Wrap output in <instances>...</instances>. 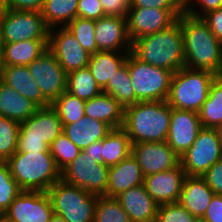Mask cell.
<instances>
[{
  "label": "cell",
  "mask_w": 222,
  "mask_h": 222,
  "mask_svg": "<svg viewBox=\"0 0 222 222\" xmlns=\"http://www.w3.org/2000/svg\"><path fill=\"white\" fill-rule=\"evenodd\" d=\"M177 21L183 33L185 67L222 75V42L203 19L184 12Z\"/></svg>",
  "instance_id": "1"
},
{
  "label": "cell",
  "mask_w": 222,
  "mask_h": 222,
  "mask_svg": "<svg viewBox=\"0 0 222 222\" xmlns=\"http://www.w3.org/2000/svg\"><path fill=\"white\" fill-rule=\"evenodd\" d=\"M171 107L167 101H140L125 107L122 129L131 144L164 142L167 139Z\"/></svg>",
  "instance_id": "2"
},
{
  "label": "cell",
  "mask_w": 222,
  "mask_h": 222,
  "mask_svg": "<svg viewBox=\"0 0 222 222\" xmlns=\"http://www.w3.org/2000/svg\"><path fill=\"white\" fill-rule=\"evenodd\" d=\"M131 53L140 61L172 71L185 67L183 33L176 21L168 29L132 42Z\"/></svg>",
  "instance_id": "3"
},
{
  "label": "cell",
  "mask_w": 222,
  "mask_h": 222,
  "mask_svg": "<svg viewBox=\"0 0 222 222\" xmlns=\"http://www.w3.org/2000/svg\"><path fill=\"white\" fill-rule=\"evenodd\" d=\"M12 177L26 191L47 192L58 180L57 168L50 151L24 153L16 151L7 161Z\"/></svg>",
  "instance_id": "4"
},
{
  "label": "cell",
  "mask_w": 222,
  "mask_h": 222,
  "mask_svg": "<svg viewBox=\"0 0 222 222\" xmlns=\"http://www.w3.org/2000/svg\"><path fill=\"white\" fill-rule=\"evenodd\" d=\"M215 74L182 67L173 73L167 103L178 110L199 112Z\"/></svg>",
  "instance_id": "5"
},
{
  "label": "cell",
  "mask_w": 222,
  "mask_h": 222,
  "mask_svg": "<svg viewBox=\"0 0 222 222\" xmlns=\"http://www.w3.org/2000/svg\"><path fill=\"white\" fill-rule=\"evenodd\" d=\"M63 132L58 113L52 106L38 108L26 121L20 123L18 152L50 151L51 143Z\"/></svg>",
  "instance_id": "6"
},
{
  "label": "cell",
  "mask_w": 222,
  "mask_h": 222,
  "mask_svg": "<svg viewBox=\"0 0 222 222\" xmlns=\"http://www.w3.org/2000/svg\"><path fill=\"white\" fill-rule=\"evenodd\" d=\"M54 214L67 222H93L98 195L58 180L48 191Z\"/></svg>",
  "instance_id": "7"
},
{
  "label": "cell",
  "mask_w": 222,
  "mask_h": 222,
  "mask_svg": "<svg viewBox=\"0 0 222 222\" xmlns=\"http://www.w3.org/2000/svg\"><path fill=\"white\" fill-rule=\"evenodd\" d=\"M127 66L135 93V103L140 101H167L173 72L137 59L131 52Z\"/></svg>",
  "instance_id": "8"
},
{
  "label": "cell",
  "mask_w": 222,
  "mask_h": 222,
  "mask_svg": "<svg viewBox=\"0 0 222 222\" xmlns=\"http://www.w3.org/2000/svg\"><path fill=\"white\" fill-rule=\"evenodd\" d=\"M0 29L2 43L27 40H48L49 28L41 12L12 10L0 7Z\"/></svg>",
  "instance_id": "9"
},
{
  "label": "cell",
  "mask_w": 222,
  "mask_h": 222,
  "mask_svg": "<svg viewBox=\"0 0 222 222\" xmlns=\"http://www.w3.org/2000/svg\"><path fill=\"white\" fill-rule=\"evenodd\" d=\"M222 159V136L217 128H202L191 147L180 157L187 176H202Z\"/></svg>",
  "instance_id": "10"
},
{
  "label": "cell",
  "mask_w": 222,
  "mask_h": 222,
  "mask_svg": "<svg viewBox=\"0 0 222 222\" xmlns=\"http://www.w3.org/2000/svg\"><path fill=\"white\" fill-rule=\"evenodd\" d=\"M109 168L99 164L83 150L61 171V179L68 184L82 188L91 194H106Z\"/></svg>",
  "instance_id": "11"
},
{
  "label": "cell",
  "mask_w": 222,
  "mask_h": 222,
  "mask_svg": "<svg viewBox=\"0 0 222 222\" xmlns=\"http://www.w3.org/2000/svg\"><path fill=\"white\" fill-rule=\"evenodd\" d=\"M27 67L42 95L50 103L67 90V72L48 48Z\"/></svg>",
  "instance_id": "12"
},
{
  "label": "cell",
  "mask_w": 222,
  "mask_h": 222,
  "mask_svg": "<svg viewBox=\"0 0 222 222\" xmlns=\"http://www.w3.org/2000/svg\"><path fill=\"white\" fill-rule=\"evenodd\" d=\"M184 9L129 8L126 22L131 42L173 25Z\"/></svg>",
  "instance_id": "13"
},
{
  "label": "cell",
  "mask_w": 222,
  "mask_h": 222,
  "mask_svg": "<svg viewBox=\"0 0 222 222\" xmlns=\"http://www.w3.org/2000/svg\"><path fill=\"white\" fill-rule=\"evenodd\" d=\"M4 214L13 222H49L54 210L47 192L23 190Z\"/></svg>",
  "instance_id": "14"
},
{
  "label": "cell",
  "mask_w": 222,
  "mask_h": 222,
  "mask_svg": "<svg viewBox=\"0 0 222 222\" xmlns=\"http://www.w3.org/2000/svg\"><path fill=\"white\" fill-rule=\"evenodd\" d=\"M48 49L69 73L87 67L90 54L65 27L49 29Z\"/></svg>",
  "instance_id": "15"
},
{
  "label": "cell",
  "mask_w": 222,
  "mask_h": 222,
  "mask_svg": "<svg viewBox=\"0 0 222 222\" xmlns=\"http://www.w3.org/2000/svg\"><path fill=\"white\" fill-rule=\"evenodd\" d=\"M131 154L145 176L171 170L180 164V157L164 142H138L131 145Z\"/></svg>",
  "instance_id": "16"
},
{
  "label": "cell",
  "mask_w": 222,
  "mask_h": 222,
  "mask_svg": "<svg viewBox=\"0 0 222 222\" xmlns=\"http://www.w3.org/2000/svg\"><path fill=\"white\" fill-rule=\"evenodd\" d=\"M202 128L197 112L171 108L166 142L181 157L191 147Z\"/></svg>",
  "instance_id": "17"
},
{
  "label": "cell",
  "mask_w": 222,
  "mask_h": 222,
  "mask_svg": "<svg viewBox=\"0 0 222 222\" xmlns=\"http://www.w3.org/2000/svg\"><path fill=\"white\" fill-rule=\"evenodd\" d=\"M95 38L98 51L131 52L125 17L105 15L95 20Z\"/></svg>",
  "instance_id": "18"
},
{
  "label": "cell",
  "mask_w": 222,
  "mask_h": 222,
  "mask_svg": "<svg viewBox=\"0 0 222 222\" xmlns=\"http://www.w3.org/2000/svg\"><path fill=\"white\" fill-rule=\"evenodd\" d=\"M186 177L181 164L171 170L144 177L143 185L147 193L160 205L178 202Z\"/></svg>",
  "instance_id": "19"
},
{
  "label": "cell",
  "mask_w": 222,
  "mask_h": 222,
  "mask_svg": "<svg viewBox=\"0 0 222 222\" xmlns=\"http://www.w3.org/2000/svg\"><path fill=\"white\" fill-rule=\"evenodd\" d=\"M0 80L29 99L38 108L51 106V103L42 95L27 66L1 65Z\"/></svg>",
  "instance_id": "20"
},
{
  "label": "cell",
  "mask_w": 222,
  "mask_h": 222,
  "mask_svg": "<svg viewBox=\"0 0 222 222\" xmlns=\"http://www.w3.org/2000/svg\"><path fill=\"white\" fill-rule=\"evenodd\" d=\"M115 198L132 222H156L159 204L147 193L143 184L131 187Z\"/></svg>",
  "instance_id": "21"
},
{
  "label": "cell",
  "mask_w": 222,
  "mask_h": 222,
  "mask_svg": "<svg viewBox=\"0 0 222 222\" xmlns=\"http://www.w3.org/2000/svg\"><path fill=\"white\" fill-rule=\"evenodd\" d=\"M144 175L137 160L130 154L120 163L109 167L106 197H117L122 192L142 185Z\"/></svg>",
  "instance_id": "22"
},
{
  "label": "cell",
  "mask_w": 222,
  "mask_h": 222,
  "mask_svg": "<svg viewBox=\"0 0 222 222\" xmlns=\"http://www.w3.org/2000/svg\"><path fill=\"white\" fill-rule=\"evenodd\" d=\"M214 194L201 176L186 175L178 202L199 220L205 214Z\"/></svg>",
  "instance_id": "23"
},
{
  "label": "cell",
  "mask_w": 222,
  "mask_h": 222,
  "mask_svg": "<svg viewBox=\"0 0 222 222\" xmlns=\"http://www.w3.org/2000/svg\"><path fill=\"white\" fill-rule=\"evenodd\" d=\"M112 130L105 122L84 116L78 121L63 126V132L80 150L102 140Z\"/></svg>",
  "instance_id": "24"
},
{
  "label": "cell",
  "mask_w": 222,
  "mask_h": 222,
  "mask_svg": "<svg viewBox=\"0 0 222 222\" xmlns=\"http://www.w3.org/2000/svg\"><path fill=\"white\" fill-rule=\"evenodd\" d=\"M125 108L110 94L100 93L86 101L85 116L108 124L112 129L122 128Z\"/></svg>",
  "instance_id": "25"
},
{
  "label": "cell",
  "mask_w": 222,
  "mask_h": 222,
  "mask_svg": "<svg viewBox=\"0 0 222 222\" xmlns=\"http://www.w3.org/2000/svg\"><path fill=\"white\" fill-rule=\"evenodd\" d=\"M38 107L0 80V116L21 123L30 118Z\"/></svg>",
  "instance_id": "26"
},
{
  "label": "cell",
  "mask_w": 222,
  "mask_h": 222,
  "mask_svg": "<svg viewBox=\"0 0 222 222\" xmlns=\"http://www.w3.org/2000/svg\"><path fill=\"white\" fill-rule=\"evenodd\" d=\"M48 48V40H27L2 45L1 65L27 66Z\"/></svg>",
  "instance_id": "27"
},
{
  "label": "cell",
  "mask_w": 222,
  "mask_h": 222,
  "mask_svg": "<svg viewBox=\"0 0 222 222\" xmlns=\"http://www.w3.org/2000/svg\"><path fill=\"white\" fill-rule=\"evenodd\" d=\"M130 52L98 51L90 55L87 65L97 84L103 89L109 79L127 60Z\"/></svg>",
  "instance_id": "28"
},
{
  "label": "cell",
  "mask_w": 222,
  "mask_h": 222,
  "mask_svg": "<svg viewBox=\"0 0 222 222\" xmlns=\"http://www.w3.org/2000/svg\"><path fill=\"white\" fill-rule=\"evenodd\" d=\"M204 128H217L222 125V75L216 76L210 84L206 101L198 112Z\"/></svg>",
  "instance_id": "29"
},
{
  "label": "cell",
  "mask_w": 222,
  "mask_h": 222,
  "mask_svg": "<svg viewBox=\"0 0 222 222\" xmlns=\"http://www.w3.org/2000/svg\"><path fill=\"white\" fill-rule=\"evenodd\" d=\"M102 145L101 156L108 168L120 163L131 154L130 138L122 128L112 129L102 139Z\"/></svg>",
  "instance_id": "30"
},
{
  "label": "cell",
  "mask_w": 222,
  "mask_h": 222,
  "mask_svg": "<svg viewBox=\"0 0 222 222\" xmlns=\"http://www.w3.org/2000/svg\"><path fill=\"white\" fill-rule=\"evenodd\" d=\"M79 0H44L41 15L46 26L51 29L65 27L77 17Z\"/></svg>",
  "instance_id": "31"
},
{
  "label": "cell",
  "mask_w": 222,
  "mask_h": 222,
  "mask_svg": "<svg viewBox=\"0 0 222 222\" xmlns=\"http://www.w3.org/2000/svg\"><path fill=\"white\" fill-rule=\"evenodd\" d=\"M102 91L110 94L124 108L135 104V93L127 66V60L116 70L114 76L112 79H109Z\"/></svg>",
  "instance_id": "32"
},
{
  "label": "cell",
  "mask_w": 222,
  "mask_h": 222,
  "mask_svg": "<svg viewBox=\"0 0 222 222\" xmlns=\"http://www.w3.org/2000/svg\"><path fill=\"white\" fill-rule=\"evenodd\" d=\"M66 91L85 101L103 92L88 67L67 73Z\"/></svg>",
  "instance_id": "33"
},
{
  "label": "cell",
  "mask_w": 222,
  "mask_h": 222,
  "mask_svg": "<svg viewBox=\"0 0 222 222\" xmlns=\"http://www.w3.org/2000/svg\"><path fill=\"white\" fill-rule=\"evenodd\" d=\"M85 104V100L65 91L51 103V106L58 113L64 126L74 123L85 116Z\"/></svg>",
  "instance_id": "34"
},
{
  "label": "cell",
  "mask_w": 222,
  "mask_h": 222,
  "mask_svg": "<svg viewBox=\"0 0 222 222\" xmlns=\"http://www.w3.org/2000/svg\"><path fill=\"white\" fill-rule=\"evenodd\" d=\"M93 222H132L115 197L98 196Z\"/></svg>",
  "instance_id": "35"
},
{
  "label": "cell",
  "mask_w": 222,
  "mask_h": 222,
  "mask_svg": "<svg viewBox=\"0 0 222 222\" xmlns=\"http://www.w3.org/2000/svg\"><path fill=\"white\" fill-rule=\"evenodd\" d=\"M65 28L73 34L79 44L90 55L98 52L95 38V20L76 17Z\"/></svg>",
  "instance_id": "36"
},
{
  "label": "cell",
  "mask_w": 222,
  "mask_h": 222,
  "mask_svg": "<svg viewBox=\"0 0 222 222\" xmlns=\"http://www.w3.org/2000/svg\"><path fill=\"white\" fill-rule=\"evenodd\" d=\"M20 123L0 116V162H6L18 147Z\"/></svg>",
  "instance_id": "37"
},
{
  "label": "cell",
  "mask_w": 222,
  "mask_h": 222,
  "mask_svg": "<svg viewBox=\"0 0 222 222\" xmlns=\"http://www.w3.org/2000/svg\"><path fill=\"white\" fill-rule=\"evenodd\" d=\"M49 150L60 171L67 167L81 152L64 133H61L57 139L51 143Z\"/></svg>",
  "instance_id": "38"
},
{
  "label": "cell",
  "mask_w": 222,
  "mask_h": 222,
  "mask_svg": "<svg viewBox=\"0 0 222 222\" xmlns=\"http://www.w3.org/2000/svg\"><path fill=\"white\" fill-rule=\"evenodd\" d=\"M23 190L12 177L6 162H0V214H3Z\"/></svg>",
  "instance_id": "39"
},
{
  "label": "cell",
  "mask_w": 222,
  "mask_h": 222,
  "mask_svg": "<svg viewBox=\"0 0 222 222\" xmlns=\"http://www.w3.org/2000/svg\"><path fill=\"white\" fill-rule=\"evenodd\" d=\"M198 219L179 202L160 204L156 222H197Z\"/></svg>",
  "instance_id": "40"
},
{
  "label": "cell",
  "mask_w": 222,
  "mask_h": 222,
  "mask_svg": "<svg viewBox=\"0 0 222 222\" xmlns=\"http://www.w3.org/2000/svg\"><path fill=\"white\" fill-rule=\"evenodd\" d=\"M192 2L195 5H192ZM221 7L222 0H184V12L195 18H202L205 14Z\"/></svg>",
  "instance_id": "41"
},
{
  "label": "cell",
  "mask_w": 222,
  "mask_h": 222,
  "mask_svg": "<svg viewBox=\"0 0 222 222\" xmlns=\"http://www.w3.org/2000/svg\"><path fill=\"white\" fill-rule=\"evenodd\" d=\"M105 16L99 0H79L77 5V17L90 20H98Z\"/></svg>",
  "instance_id": "42"
},
{
  "label": "cell",
  "mask_w": 222,
  "mask_h": 222,
  "mask_svg": "<svg viewBox=\"0 0 222 222\" xmlns=\"http://www.w3.org/2000/svg\"><path fill=\"white\" fill-rule=\"evenodd\" d=\"M129 8L184 9V0H131Z\"/></svg>",
  "instance_id": "43"
},
{
  "label": "cell",
  "mask_w": 222,
  "mask_h": 222,
  "mask_svg": "<svg viewBox=\"0 0 222 222\" xmlns=\"http://www.w3.org/2000/svg\"><path fill=\"white\" fill-rule=\"evenodd\" d=\"M201 177L215 194L222 195V159L211 166Z\"/></svg>",
  "instance_id": "44"
},
{
  "label": "cell",
  "mask_w": 222,
  "mask_h": 222,
  "mask_svg": "<svg viewBox=\"0 0 222 222\" xmlns=\"http://www.w3.org/2000/svg\"><path fill=\"white\" fill-rule=\"evenodd\" d=\"M99 1L102 5L103 12L105 15L120 16L126 18L130 5L126 0H99Z\"/></svg>",
  "instance_id": "45"
},
{
  "label": "cell",
  "mask_w": 222,
  "mask_h": 222,
  "mask_svg": "<svg viewBox=\"0 0 222 222\" xmlns=\"http://www.w3.org/2000/svg\"><path fill=\"white\" fill-rule=\"evenodd\" d=\"M200 220L203 222H222V195L214 194Z\"/></svg>",
  "instance_id": "46"
},
{
  "label": "cell",
  "mask_w": 222,
  "mask_h": 222,
  "mask_svg": "<svg viewBox=\"0 0 222 222\" xmlns=\"http://www.w3.org/2000/svg\"><path fill=\"white\" fill-rule=\"evenodd\" d=\"M202 19L210 31L222 42V7L205 14Z\"/></svg>",
  "instance_id": "47"
},
{
  "label": "cell",
  "mask_w": 222,
  "mask_h": 222,
  "mask_svg": "<svg viewBox=\"0 0 222 222\" xmlns=\"http://www.w3.org/2000/svg\"><path fill=\"white\" fill-rule=\"evenodd\" d=\"M43 4L44 0H7L2 7L12 10L41 12Z\"/></svg>",
  "instance_id": "48"
},
{
  "label": "cell",
  "mask_w": 222,
  "mask_h": 222,
  "mask_svg": "<svg viewBox=\"0 0 222 222\" xmlns=\"http://www.w3.org/2000/svg\"><path fill=\"white\" fill-rule=\"evenodd\" d=\"M103 147L102 145V140L96 141L92 143L90 146L85 148L83 151L89 155L92 156L95 161H97L99 164L104 165V160L101 156V148Z\"/></svg>",
  "instance_id": "49"
},
{
  "label": "cell",
  "mask_w": 222,
  "mask_h": 222,
  "mask_svg": "<svg viewBox=\"0 0 222 222\" xmlns=\"http://www.w3.org/2000/svg\"><path fill=\"white\" fill-rule=\"evenodd\" d=\"M49 222H67V221L63 219L61 216L53 214Z\"/></svg>",
  "instance_id": "50"
},
{
  "label": "cell",
  "mask_w": 222,
  "mask_h": 222,
  "mask_svg": "<svg viewBox=\"0 0 222 222\" xmlns=\"http://www.w3.org/2000/svg\"><path fill=\"white\" fill-rule=\"evenodd\" d=\"M0 222H13L11 219H9L4 213L0 214Z\"/></svg>",
  "instance_id": "51"
},
{
  "label": "cell",
  "mask_w": 222,
  "mask_h": 222,
  "mask_svg": "<svg viewBox=\"0 0 222 222\" xmlns=\"http://www.w3.org/2000/svg\"><path fill=\"white\" fill-rule=\"evenodd\" d=\"M2 37H1V29H0V55H1V50H2Z\"/></svg>",
  "instance_id": "52"
},
{
  "label": "cell",
  "mask_w": 222,
  "mask_h": 222,
  "mask_svg": "<svg viewBox=\"0 0 222 222\" xmlns=\"http://www.w3.org/2000/svg\"><path fill=\"white\" fill-rule=\"evenodd\" d=\"M6 2L7 0H0V7H2Z\"/></svg>",
  "instance_id": "53"
},
{
  "label": "cell",
  "mask_w": 222,
  "mask_h": 222,
  "mask_svg": "<svg viewBox=\"0 0 222 222\" xmlns=\"http://www.w3.org/2000/svg\"><path fill=\"white\" fill-rule=\"evenodd\" d=\"M218 130H219V132H220V134L222 136V125L220 126V128Z\"/></svg>",
  "instance_id": "54"
}]
</instances>
